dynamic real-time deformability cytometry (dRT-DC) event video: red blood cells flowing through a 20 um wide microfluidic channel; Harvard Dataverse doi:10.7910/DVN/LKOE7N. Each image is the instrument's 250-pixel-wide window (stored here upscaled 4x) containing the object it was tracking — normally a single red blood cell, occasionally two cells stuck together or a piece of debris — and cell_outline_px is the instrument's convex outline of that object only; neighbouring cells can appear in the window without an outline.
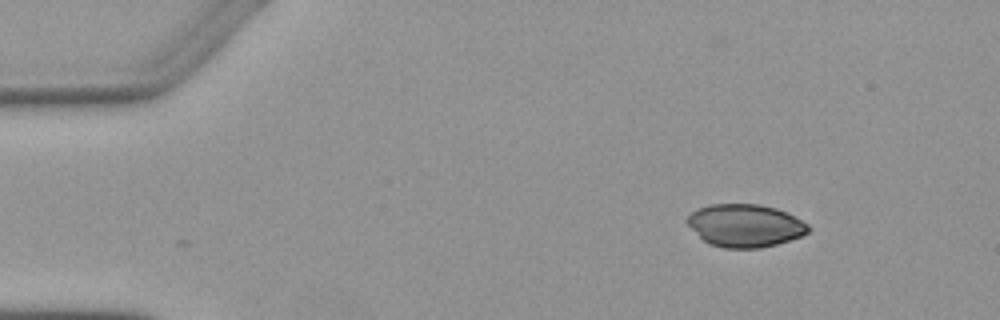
{"species": "Egyptian fruit bat (a non-hibernating species)", "species_latin": "Rousettus aegyptiacus", "temperature_condition": "warm", "stored_images_in_passage": 2, "camera_frame_rate_fps": 3000, "um_per_image_px": 0.085, "animal": {"sex": "female"}, "frame": {"image": 1, "passage_image": 2, "time_ms": 1.0, "image_size_px": [1000, 320], "cell_outline_px": [[812, 228], [808, 232], [800, 236], [776, 244], [760, 248], [724, 248], [708, 244], [684, 220], [696, 208], [712, 204], [760, 204], [776, 208], [788, 212], [808, 224]], "centroid_in_image_um": [63.34, 19.16], "position_along_channel_um": 21.7, "area_um2": 30.23}}